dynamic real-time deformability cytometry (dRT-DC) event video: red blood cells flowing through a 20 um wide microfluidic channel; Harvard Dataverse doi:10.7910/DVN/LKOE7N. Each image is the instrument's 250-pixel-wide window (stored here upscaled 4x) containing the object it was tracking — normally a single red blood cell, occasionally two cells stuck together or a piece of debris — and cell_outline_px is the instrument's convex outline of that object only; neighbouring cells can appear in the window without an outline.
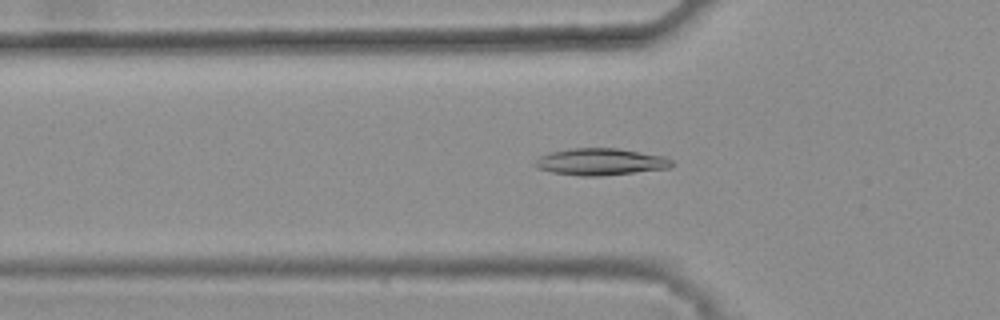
{"species": "common noctule bat (a hibernating species)", "species_latin": "Nyctalus noctula", "temperature_condition": "warm", "stored_images_in_passage": 37, "camera_frame_rate_fps": 3000, "um_per_image_px": 0.085, "animal": {"sex": "female", "body_mass_g": 25.1}, "frame": {"image": 1, "passage_image": 9, "time_ms": 2.667, "image_size_px": [1000, 320], "cell_outline_px": [[676, 164], [668, 168], [600, 176], [580, 176], [552, 172], [536, 168], [532, 164], [540, 156], [548, 152], [572, 148], [616, 148], [664, 156], [672, 160]], "centroid_in_image_um": [51.01, 13.75], "position_along_channel_um": 74.8, "area_um2": 21.44}}
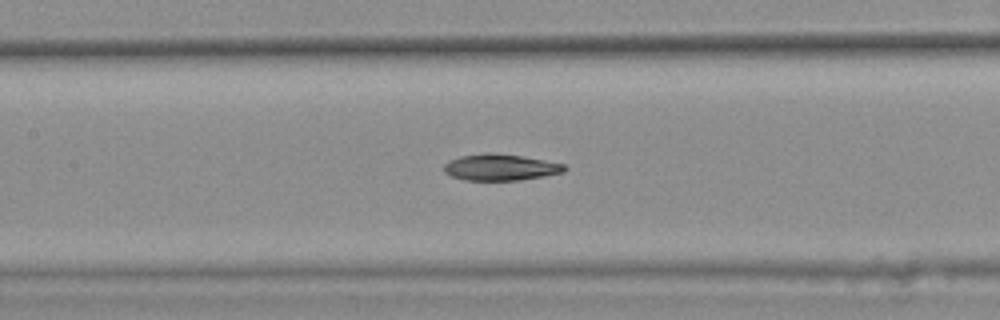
{"frame": {"image": 2, "passage_image": 16, "time_ms": 5.0, "image_size_px": [1000, 320], "cell_outline_px": [[568, 168], [564, 172], [544, 176], [516, 180], [464, 180], [452, 176], [444, 172], [444, 164], [460, 156], [484, 152], [492, 152], [520, 156], [544, 160], [564, 164]], "centroid_in_image_um": [42.53, 14.21], "position_along_channel_um": 164.9, "area_um2": 18.44}}
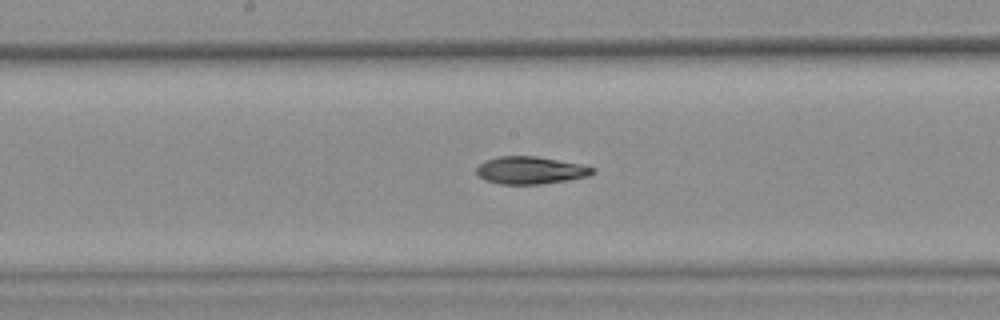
{"frame": {"image": 3, "passage_image": 19, "time_ms": 6.0, "image_size_px": [1000, 320], "cell_outline_px": [[596, 172], [588, 176], [568, 180], [540, 184], [500, 184], [484, 180], [476, 172], [476, 168], [484, 160], [500, 156], [536, 156], [580, 164], [596, 168]], "centroid_in_image_um": [45.09, 14.47], "position_along_channel_um": 203.1, "area_um2": 18.61}, "authors_computed_cell_mechanics": {"area_um2": 18.9584, "velocity_mm_per_s": 3.8383, "shape_relaxation_time_tau1_ms": null, "shape_relaxation_time_tau2_ms": 3.2985, "deformation_change_tau1": null, "deformation_change_tau2": 0.08}}